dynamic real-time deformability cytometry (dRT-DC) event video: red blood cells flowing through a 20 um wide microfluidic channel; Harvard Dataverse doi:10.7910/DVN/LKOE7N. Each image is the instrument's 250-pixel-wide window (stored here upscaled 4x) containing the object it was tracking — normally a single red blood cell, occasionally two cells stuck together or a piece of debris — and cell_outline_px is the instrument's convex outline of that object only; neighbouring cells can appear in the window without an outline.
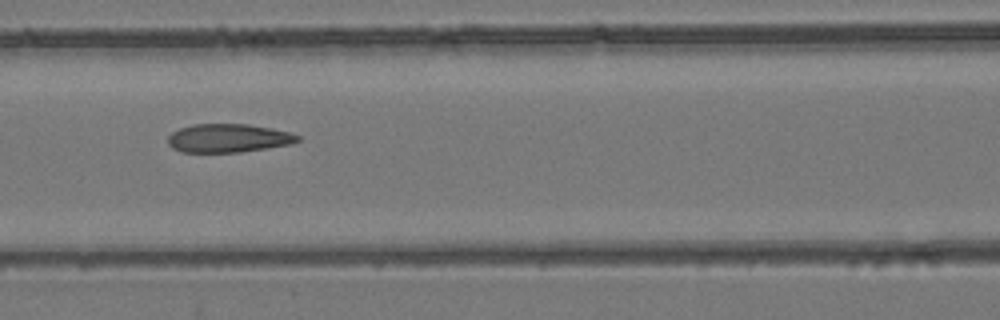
{"species": "common noctule bat (a hibernating species)", "species_latin": "Nyctalus noctula", "temperature_condition": "room temperature", "stored_images_in_passage": 9, "camera_frame_rate_fps": 3000, "um_per_image_px": 0.085, "animal": {"sex": "female", "body_mass_g": 24.6, "forearm_length_mm": 56.2}, "frame": {"image": 1, "passage_image": 7, "time_ms": 7.0, "image_size_px": [1000, 320], "cell_outline_px": [[300, 140], [292, 144], [240, 152], [180, 152], [172, 148], [168, 144], [168, 136], [172, 132], [180, 128], [192, 124], [248, 124], [272, 128], [288, 132], [300, 136]], "centroid_in_image_um": [19.39, 11.74], "position_along_channel_um": 147.2, "area_um2": 21.62}}
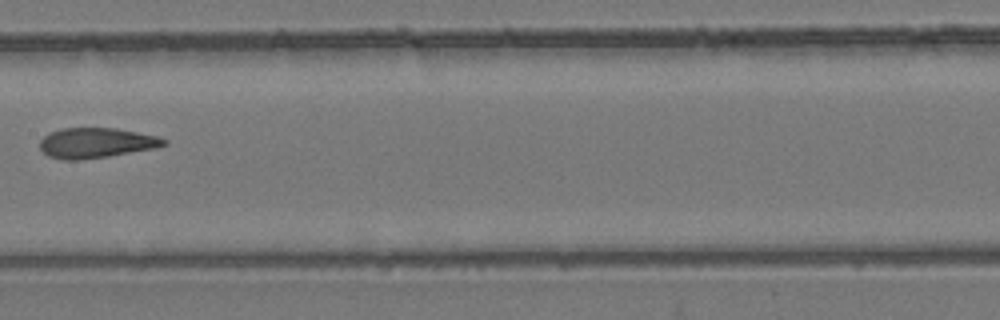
{"frame": {"image": 2, "passage_image": 8, "time_ms": 8.333, "image_size_px": [1000, 320], "cell_outline_px": [[168, 144], [156, 148], [108, 156], [80, 160], [64, 160], [48, 156], [40, 148], [40, 140], [48, 132], [60, 128], [116, 128], [156, 136], [168, 140]], "centroid_in_image_um": [8.16, 12.14], "position_along_channel_um": 199.2, "area_um2": 21.85}}
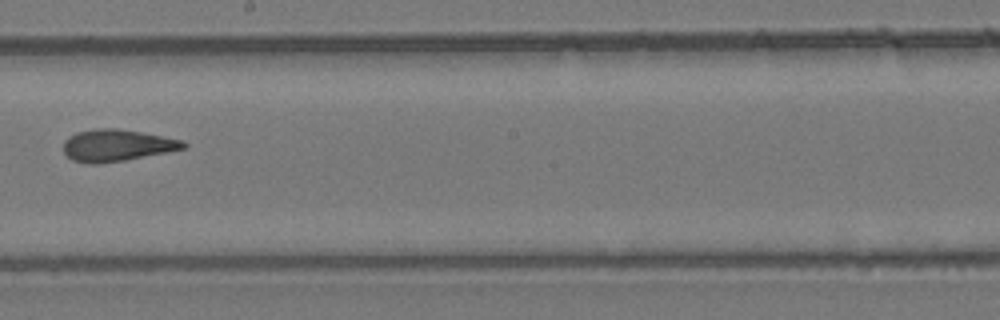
{"frame": {"image": 3, "passage_image": 9, "time_ms": 9.333, "image_size_px": [1000, 320], "cell_outline_px": [[188, 144], [184, 148], [168, 152], [124, 160], [96, 164], [88, 164], [72, 160], [64, 152], [64, 140], [68, 136], [76, 132], [96, 128], [116, 128], [140, 132], [184, 140]], "centroid_in_image_um": [9.91, 12.35], "position_along_channel_um": 238.3, "area_um2": 22.25}}